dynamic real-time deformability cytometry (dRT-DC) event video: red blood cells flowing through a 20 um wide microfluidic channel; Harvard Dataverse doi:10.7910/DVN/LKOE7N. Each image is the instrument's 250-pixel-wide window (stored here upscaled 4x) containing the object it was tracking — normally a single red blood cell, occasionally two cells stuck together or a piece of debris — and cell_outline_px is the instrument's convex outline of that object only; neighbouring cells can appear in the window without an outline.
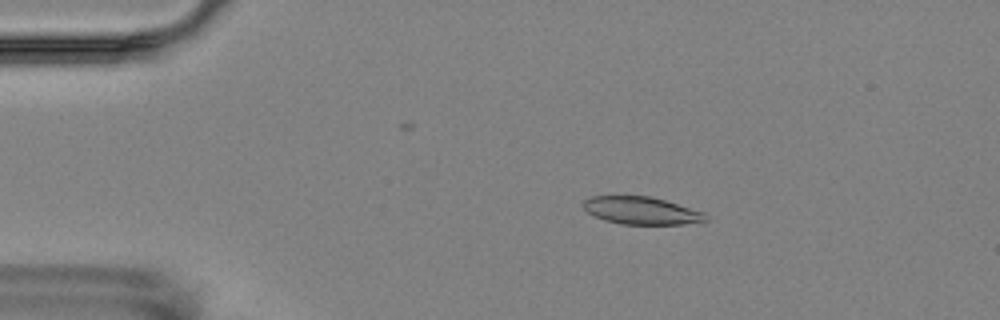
{"species": "Egyptian fruit bat (a non-hibernating species)", "species_latin": "Rousettus aegyptiacus", "temperature_condition": "room temperature", "stored_images_in_passage": 16, "camera_frame_rate_fps": 3000, "um_per_image_px": 0.085, "animal": {"sex": "female"}, "frame": {"image": 1, "passage_image": 3, "time_ms": 2.333, "image_size_px": [1000, 320], "cell_outline_px": [[708, 220], [680, 224], [620, 224], [604, 220], [588, 212], [584, 208], [584, 200], [588, 196], [652, 196], [704, 212], [708, 216]], "centroid_in_image_um": [54.51, 17.89], "position_along_channel_um": 30.5, "area_um2": 19.54}}
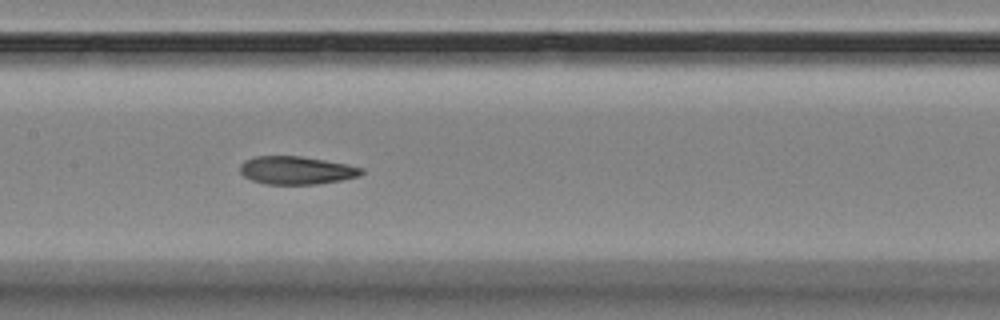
{"frame": {"image": 2, "passage_image": 8, "time_ms": 8.0, "image_size_px": [1000, 320], "cell_outline_px": [[364, 172], [360, 176], [340, 180], [316, 184], [264, 184], [252, 180], [244, 176], [240, 172], [240, 164], [244, 160], [256, 156], [300, 156], [348, 164], [364, 168]], "centroid_in_image_um": [25.2, 14.47], "position_along_channel_um": 182.2, "area_um2": 19.88}}
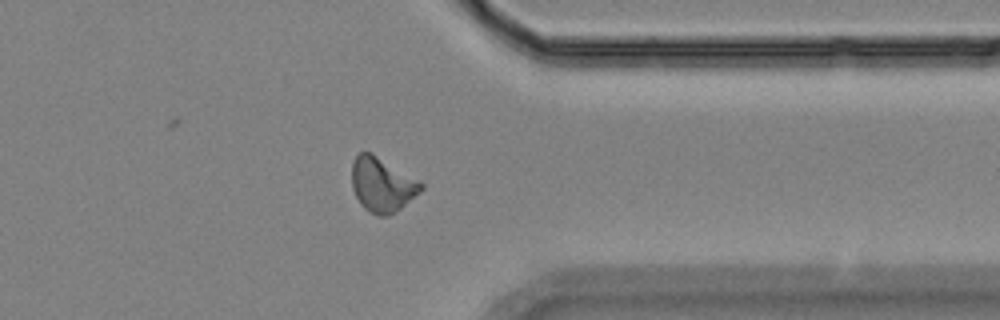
{"frame": {"image": 3, "passage_image": 13, "time_ms": 13.667, "image_size_px": [1000, 320], "cell_outline_px": [[424, 188], [420, 192], [400, 208], [388, 216], [376, 216], [368, 212], [360, 204], [352, 188], [352, 164], [356, 156], [360, 152], [372, 152], [424, 184]], "centroid_in_image_um": [32.46, 15.71], "position_along_channel_um": 378.9, "area_um2": 21.85}, "authors_computed_cell_mechanics": {"area_um2": 20.4901, "velocity_mm_per_s": 3.5652, "shape_relaxation_time_tau1_ms": null, "shape_relaxation_time_tau2_ms": 3.2302, "deformation_change_tau1": null, "deformation_change_tau2": 0.077}}